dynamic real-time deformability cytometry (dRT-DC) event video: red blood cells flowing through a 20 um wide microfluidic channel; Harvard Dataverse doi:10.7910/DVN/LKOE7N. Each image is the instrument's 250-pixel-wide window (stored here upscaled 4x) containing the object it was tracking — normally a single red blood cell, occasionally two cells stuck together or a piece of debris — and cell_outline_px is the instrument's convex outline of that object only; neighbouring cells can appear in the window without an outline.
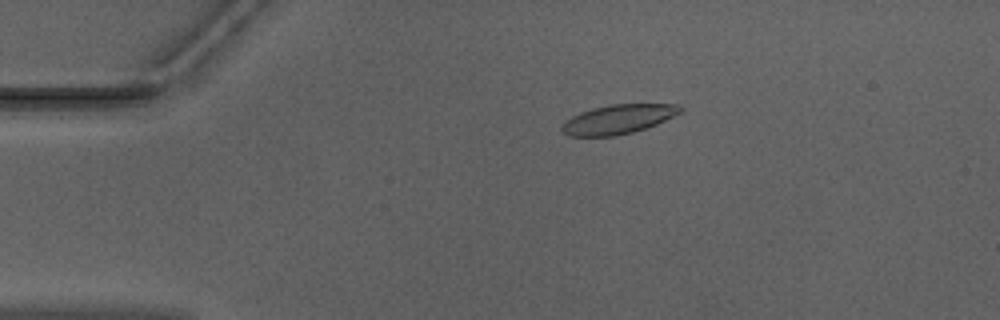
{"species": "Egyptian fruit bat (a non-hibernating species)", "species_latin": "Rousettus aegyptiacus", "temperature_condition": "warm", "stored_images_in_passage": 53, "camera_frame_rate_fps": 3000, "um_per_image_px": 0.085, "animal": {"sex": "male"}, "frame": {"image": 1, "passage_image": 11, "time_ms": 3.333, "image_size_px": [1000, 320], "cell_outline_px": [[684, 108], [680, 112], [656, 124], [632, 132], [616, 136], [568, 136], [560, 128], [572, 116], [580, 112], [592, 108], [608, 104], [680, 104]], "centroid_in_image_um": [52.54, 10.12], "position_along_channel_um": 32.5, "area_um2": 20.0}}
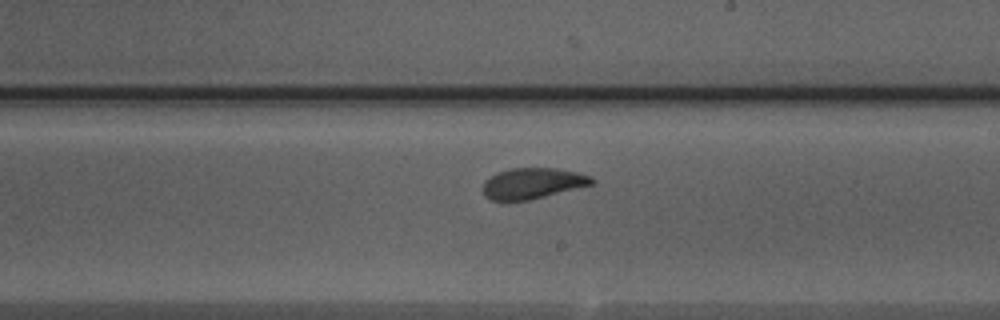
{"frame": {"image": 2, "passage_image": 31, "time_ms": 10.0, "image_size_px": [1000, 320], "cell_outline_px": [[596, 184], [528, 200], [492, 200], [484, 196], [484, 180], [496, 172], [512, 168], [556, 168], [576, 172], [592, 176], [596, 180]], "centroid_in_image_um": [45.31, 15.57], "position_along_channel_um": 243.7, "area_um2": 19.65}}
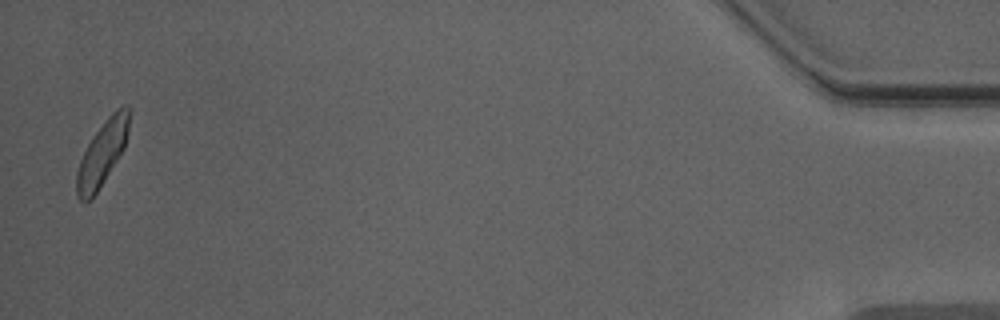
{"frame": {"image": 3, "passage_image": 52, "time_ms": 17.0, "image_size_px": [1000, 320], "cell_outline_px": [[128, 132], [124, 148], [96, 192], [84, 204], [76, 196], [76, 172], [80, 160], [92, 136], [108, 116], [116, 108], [124, 104], [128, 104]], "centroid_in_image_um": [8.66, 13.02], "position_along_channel_um": 426.5, "area_um2": 19.36}, "authors_computed_cell_mechanics": {"area_um2": 20.1722, "velocity_mm_per_s": 3.9322, "shape_relaxation_time_tau1_ms": 4.9761, "shape_relaxation_time_tau2_ms": 1.6579, "deformation_change_tau1": 0.1497, "deformation_change_tau2": 0.0518}}